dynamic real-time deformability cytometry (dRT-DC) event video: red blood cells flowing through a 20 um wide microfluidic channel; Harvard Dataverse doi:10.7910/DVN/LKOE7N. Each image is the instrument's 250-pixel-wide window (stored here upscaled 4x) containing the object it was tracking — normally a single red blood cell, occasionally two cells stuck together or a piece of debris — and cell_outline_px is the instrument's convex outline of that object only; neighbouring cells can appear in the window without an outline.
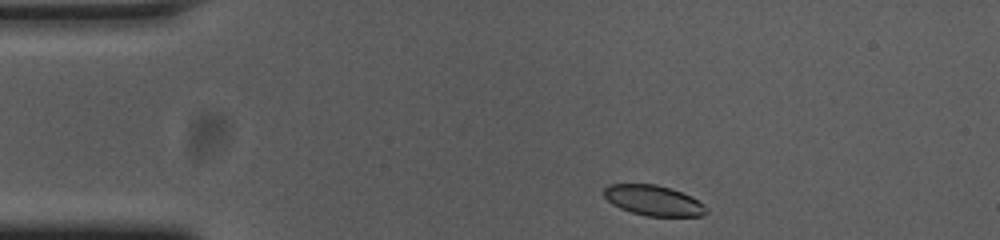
{"species": "common noctule bat (a hibernating species)", "species_latin": "Nyctalus noctula", "temperature_condition": "cold", "stored_images_in_passage": 46, "camera_frame_rate_fps": 3000, "um_per_image_px": 0.085, "animal": {"sex": "female", "body_mass_g": 23.0, "forearm_length_mm": 53.4}, "frame": {"image": 1, "passage_image": 1, "time_ms": 0.0, "image_size_px": [1000, 240], "cell_outline_px": [[708, 212], [700, 216], [648, 216], [632, 212], [620, 208], [612, 204], [604, 196], [604, 188], [608, 184], [656, 184], [672, 188], [704, 204], [708, 208]], "centroid_in_image_um": [55.54, 17.03], "position_along_channel_um": 29.5, "area_um2": 17.98}}
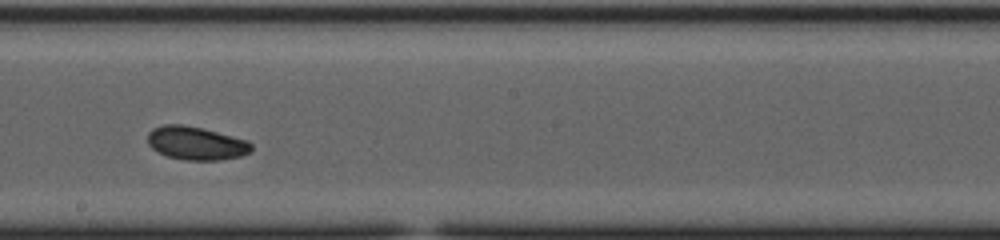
{"frame": {"image": 2, "passage_image": 22, "time_ms": 7.0, "image_size_px": [1000, 240], "cell_outline_px": [[252, 152], [240, 156], [220, 160], [184, 160], [168, 156], [152, 148], [148, 144], [148, 132], [152, 128], [164, 124], [184, 124], [204, 128], [248, 140], [252, 144]], "centroid_in_image_um": [16.69, 12.16], "position_along_channel_um": 231.5, "area_um2": 20.35}}
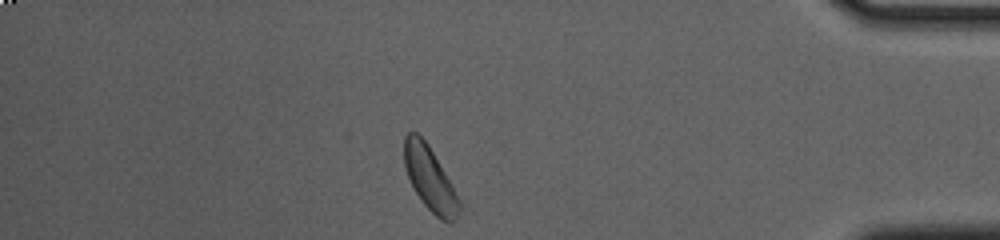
{"frame": {"image": 3, "passage_image": 39, "time_ms": 12.667, "image_size_px": [1000, 240], "cell_outline_px": [[460, 212], [456, 220], [452, 224], [448, 224], [440, 220], [420, 200], [408, 176], [404, 164], [404, 136], [408, 132], [416, 132], [428, 144], [452, 184], [460, 200]], "centroid_in_image_um": [36.57, 15.24], "position_along_channel_um": 398.6, "area_um2": 20.52}, "authors_computed_cell_mechanics": {"area_um2": 19.9988, "velocity_mm_per_s": 3.6497, "shape_relaxation_time_tau1_ms": 4.2284, "shape_relaxation_time_tau2_ms": null, "deformation_change_tau1": 0.1232, "deformation_change_tau2": null}}